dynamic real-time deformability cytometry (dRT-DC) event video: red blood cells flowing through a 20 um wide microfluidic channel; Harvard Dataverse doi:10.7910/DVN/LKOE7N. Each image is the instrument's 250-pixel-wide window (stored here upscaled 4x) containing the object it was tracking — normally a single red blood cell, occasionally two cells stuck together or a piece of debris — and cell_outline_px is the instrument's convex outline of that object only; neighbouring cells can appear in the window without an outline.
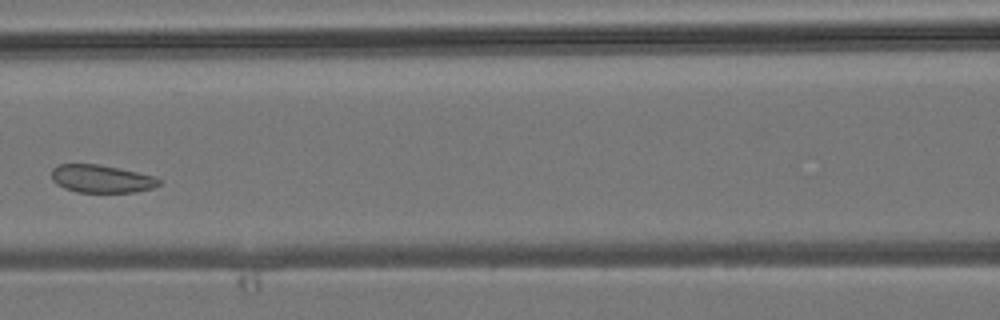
{"species": "common noctule bat (a hibernating species)", "species_latin": "Nyctalus noctula", "temperature_condition": "room temperature", "stored_images_in_passage": 3, "camera_frame_rate_fps": 3000, "um_per_image_px": 0.085, "animal": {"sex": "male", "body_mass_g": 19.2, "forearm_length_mm": 51.8}, "frame": {"image": 1, "passage_image": 3, "time_ms": 2.0, "image_size_px": [1000, 320], "cell_outline_px": [[160, 184], [152, 188], [136, 192], [76, 192], [64, 188], [56, 184], [52, 180], [52, 168], [56, 164], [100, 164], [136, 172], [152, 176], [160, 180]], "centroid_in_image_um": [8.57, 15.19], "position_along_channel_um": 158.0, "area_um2": 17.4}}